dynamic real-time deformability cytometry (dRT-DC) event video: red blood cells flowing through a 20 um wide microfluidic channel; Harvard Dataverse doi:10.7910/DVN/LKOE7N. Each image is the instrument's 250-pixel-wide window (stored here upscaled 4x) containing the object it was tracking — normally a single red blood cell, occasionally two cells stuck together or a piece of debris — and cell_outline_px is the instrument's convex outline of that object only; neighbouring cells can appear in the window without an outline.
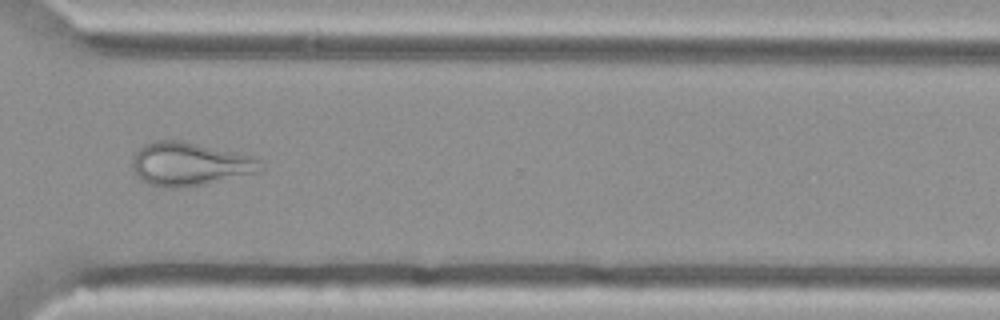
{"species": "Egyptian fruit bat (a non-hibernating species)", "species_latin": "Rousettus aegyptiacus", "temperature_condition": "cold", "stored_images_in_passage": 38, "camera_frame_rate_fps": 3000, "um_per_image_px": 0.085, "animal": {"sex": "female"}, "frame": {"image": 1, "passage_image": 27, "time_ms": 8.667, "image_size_px": [1000, 320], "cell_outline_px": [[264, 168], [260, 172], [204, 184], [180, 188], [168, 188], [148, 184], [136, 176], [132, 164], [132, 156], [144, 144], [156, 140], [184, 140], [256, 156], [264, 164]], "centroid_in_image_um": [16.16, 13.93], "position_along_channel_um": 354.4, "area_um2": 33.0}}